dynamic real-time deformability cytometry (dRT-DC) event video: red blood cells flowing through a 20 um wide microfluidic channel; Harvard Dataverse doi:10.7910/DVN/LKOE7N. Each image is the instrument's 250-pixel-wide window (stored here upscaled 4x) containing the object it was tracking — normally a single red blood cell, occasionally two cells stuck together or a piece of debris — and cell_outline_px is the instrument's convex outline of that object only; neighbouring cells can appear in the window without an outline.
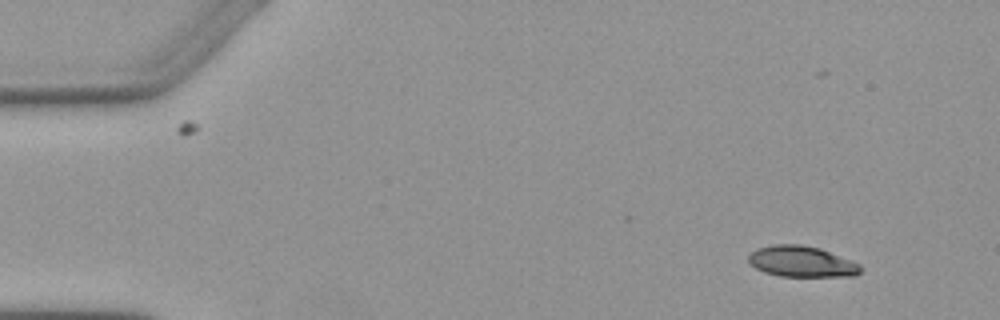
{"species": "Egyptian fruit bat (a non-hibernating species)", "species_latin": "Rousettus aegyptiacus", "temperature_condition": "warm", "stored_images_in_passage": 4, "camera_frame_rate_fps": 3000, "um_per_image_px": 0.085, "animal": {"sex": "female"}, "frame": {"image": 1, "passage_image": 1, "time_ms": 0.0, "image_size_px": [1000, 320], "cell_outline_px": [[864, 268], [856, 276], [780, 276], [764, 272], [756, 268], [748, 260], [748, 256], [756, 248], [772, 244], [800, 244], [820, 248], [860, 264]], "centroid_in_image_um": [68.15, 22.23], "position_along_channel_um": 16.9, "area_um2": 20.23}}
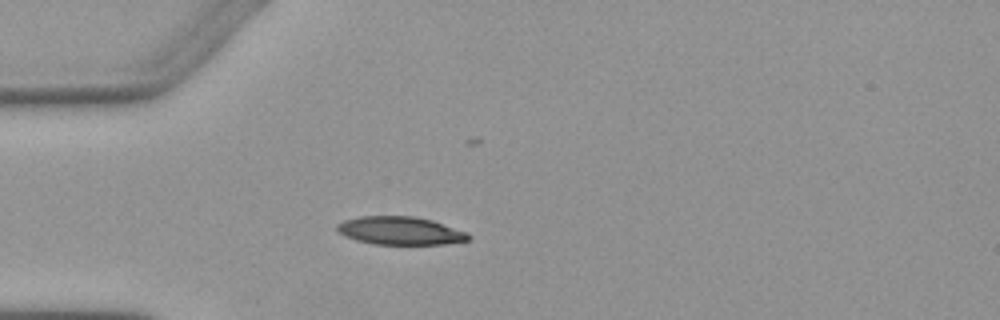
{"frame": {"image": 2, "passage_image": 4, "time_ms": 3.333, "image_size_px": [1000, 320], "cell_outline_px": [[472, 236], [468, 240], [448, 244], [372, 244], [356, 240], [344, 236], [336, 228], [336, 224], [344, 220], [360, 216], [412, 216], [432, 220], [468, 232]], "centroid_in_image_um": [34.03, 19.61], "position_along_channel_um": 51.0, "area_um2": 21.62}}